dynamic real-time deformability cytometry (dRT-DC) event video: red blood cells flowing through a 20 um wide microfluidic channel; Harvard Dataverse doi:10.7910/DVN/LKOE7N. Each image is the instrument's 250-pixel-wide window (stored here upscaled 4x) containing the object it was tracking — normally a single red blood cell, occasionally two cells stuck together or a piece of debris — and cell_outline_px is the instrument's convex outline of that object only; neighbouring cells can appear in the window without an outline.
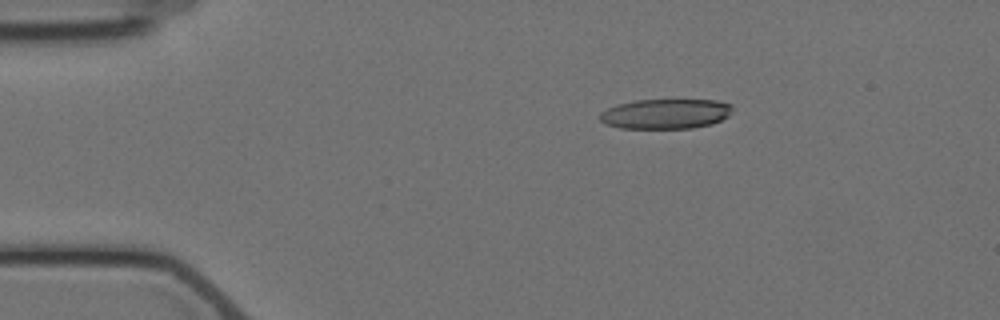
{"species": "Egyptian fruit bat (a non-hibernating species)", "species_latin": "Rousettus aegyptiacus", "temperature_condition": "cold", "stored_images_in_passage": 4, "camera_frame_rate_fps": 3000, "um_per_image_px": 0.085, "animal": {"sex": "female"}, "frame": {"image": 1, "passage_image": 3, "time_ms": 2.333, "image_size_px": [1000, 320], "cell_outline_px": [[732, 108], [728, 116], [712, 124], [692, 128], [620, 128], [604, 124], [600, 120], [600, 112], [608, 108], [620, 104], [636, 100], [716, 100], [732, 104]], "centroid_in_image_um": [56.58, 9.68], "position_along_channel_um": 28.4, "area_um2": 23.06}}